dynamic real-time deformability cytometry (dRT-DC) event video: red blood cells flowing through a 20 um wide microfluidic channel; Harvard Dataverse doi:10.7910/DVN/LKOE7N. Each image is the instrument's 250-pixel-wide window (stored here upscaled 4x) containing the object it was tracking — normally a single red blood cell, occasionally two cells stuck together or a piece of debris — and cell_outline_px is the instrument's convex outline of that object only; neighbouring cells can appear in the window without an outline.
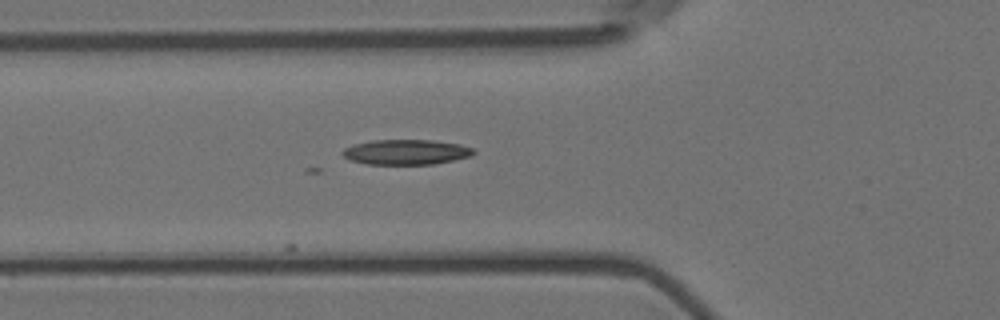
{"species": "Egyptian fruit bat (a non-hibernating species)", "species_latin": "Rousettus aegyptiacus", "temperature_condition": "room temperature", "stored_images_in_passage": 7, "camera_frame_rate_fps": 3000, "um_per_image_px": 0.085, "animal": {"sex": "female"}, "frame": {"image": 1, "passage_image": 7, "time_ms": 2.0, "image_size_px": [1000, 320], "cell_outline_px": [[476, 152], [472, 156], [432, 164], [368, 164], [348, 160], [340, 152], [344, 148], [352, 144], [372, 140], [432, 140], [460, 144], [472, 148]], "centroid_in_image_um": [34.48, 12.92], "position_along_channel_um": 91.3, "area_um2": 19.25}}